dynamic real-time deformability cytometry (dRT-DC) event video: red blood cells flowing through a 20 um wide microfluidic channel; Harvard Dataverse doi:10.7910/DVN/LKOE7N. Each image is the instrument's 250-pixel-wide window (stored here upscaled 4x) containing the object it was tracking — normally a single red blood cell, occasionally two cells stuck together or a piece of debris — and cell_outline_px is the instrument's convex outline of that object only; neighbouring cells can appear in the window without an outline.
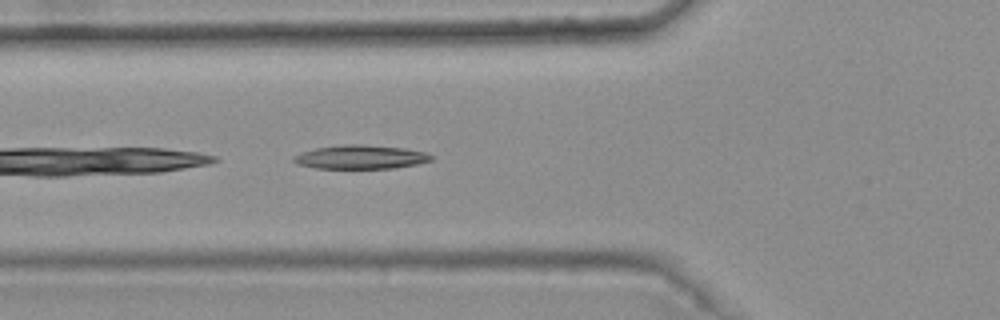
{"species": "common noctule bat (a hibernating species)", "species_latin": "Nyctalus noctula", "temperature_condition": "warm", "stored_images_in_passage": 6, "camera_frame_rate_fps": 3000, "um_per_image_px": 0.085, "animal": {"sex": "female", "body_mass_g": 25.1}, "frame": {"image": 1, "passage_image": 6, "time_ms": 1.667, "image_size_px": [1000, 320], "cell_outline_px": [[432, 160], [416, 164], [392, 168], [316, 168], [296, 164], [292, 160], [292, 156], [316, 148], [344, 144], [360, 144], [404, 148], [424, 152], [432, 156]], "centroid_in_image_um": [30.62, 13.35], "position_along_channel_um": 95.2, "area_um2": 18.9}}